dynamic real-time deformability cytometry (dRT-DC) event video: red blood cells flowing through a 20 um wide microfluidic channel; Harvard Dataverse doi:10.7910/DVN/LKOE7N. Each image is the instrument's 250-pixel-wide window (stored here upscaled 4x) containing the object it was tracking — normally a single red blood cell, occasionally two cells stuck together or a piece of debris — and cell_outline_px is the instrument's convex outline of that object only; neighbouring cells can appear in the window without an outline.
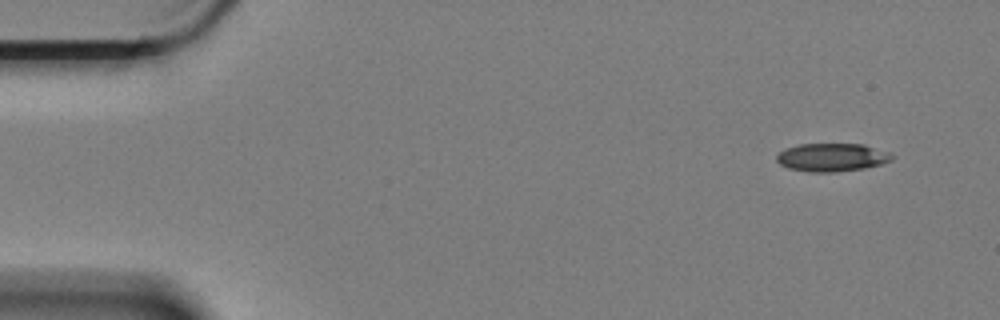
{"species": "Egyptian fruit bat (a non-hibernating species)", "species_latin": "Rousettus aegyptiacus", "temperature_condition": "cold", "stored_images_in_passage": 54, "camera_frame_rate_fps": 3000, "um_per_image_px": 0.085, "animal": {"sex": "female"}, "frame": {"image": 1, "passage_image": 1, "time_ms": 0.0, "image_size_px": [1000, 320], "cell_outline_px": [[896, 156], [892, 160], [880, 164], [864, 168], [836, 172], [808, 172], [788, 168], [780, 164], [776, 160], [776, 156], [780, 152], [788, 148], [800, 144], [864, 144], [888, 152]], "centroid_in_image_um": [70.73, 13.38], "position_along_channel_um": 14.3, "area_um2": 18.9}}
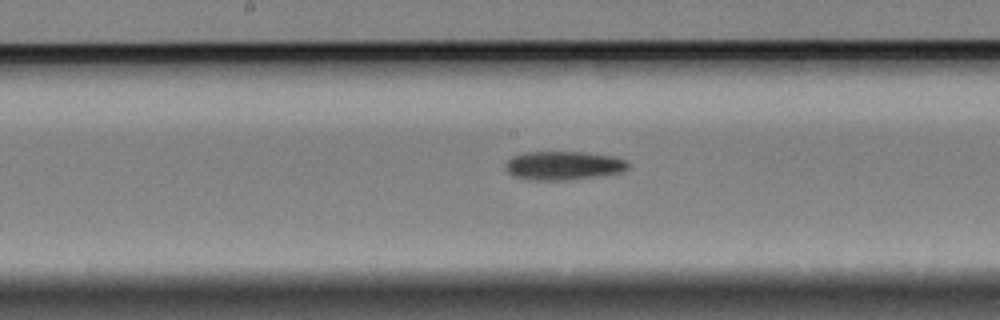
{"frame": {"image": 2, "passage_image": 27, "time_ms": 8.667, "image_size_px": [1000, 320], "cell_outline_px": [[628, 168], [620, 172], [600, 176], [564, 180], [528, 180], [512, 176], [504, 168], [504, 164], [512, 156], [524, 152], [584, 152], [612, 156], [624, 160], [628, 164]], "centroid_in_image_um": [47.82, 14.07], "position_along_channel_um": 200.4, "area_um2": 20.58}}
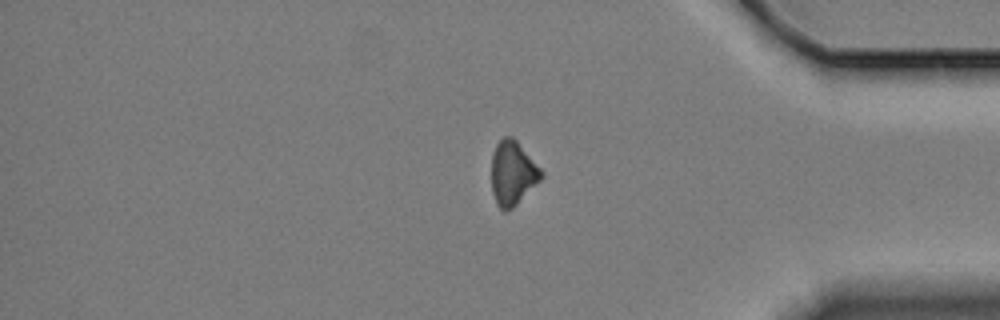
{"frame": {"image": 3, "passage_image": 46, "time_ms": 15.0, "image_size_px": [1000, 320], "cell_outline_px": [[544, 176], [512, 208], [504, 212], [496, 204], [492, 192], [492, 152], [496, 144], [504, 136], [512, 136], [516, 140], [544, 172]], "centroid_in_image_um": [43.56, 14.71], "position_along_channel_um": 391.6, "area_um2": 18.5}}